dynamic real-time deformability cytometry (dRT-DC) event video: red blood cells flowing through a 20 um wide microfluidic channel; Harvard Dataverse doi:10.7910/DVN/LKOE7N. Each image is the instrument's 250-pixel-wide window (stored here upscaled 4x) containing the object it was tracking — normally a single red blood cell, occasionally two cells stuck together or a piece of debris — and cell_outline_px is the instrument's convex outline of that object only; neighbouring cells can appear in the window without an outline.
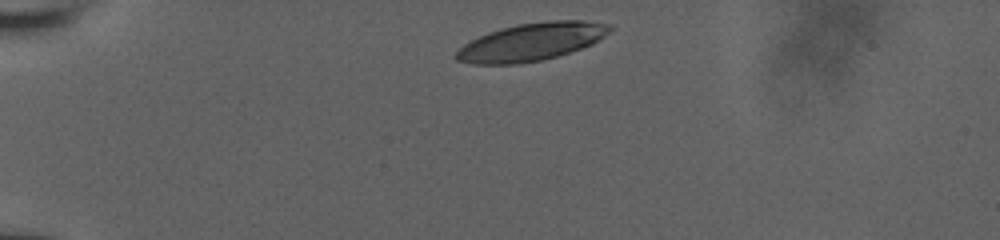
{"species": "human", "species_latin": "Homo sapiens", "temperature_condition": "room temperature", "stored_images_in_passage": 36, "camera_frame_rate_fps": 3000, "um_per_image_px": 0.085, "donor": {"sex": "male"}, "frame": {"image": 1, "passage_image": 1, "time_ms": 0.0, "image_size_px": [1000, 240], "cell_outline_px": [[612, 28], [604, 36], [592, 44], [556, 56], [540, 60], [520, 64], [472, 64], [456, 60], [452, 56], [464, 44], [488, 32], [500, 28], [516, 24], [552, 20], [584, 20], [612, 24]], "centroid_in_image_um": [45.15, 3.55], "position_along_channel_um": 39.8, "area_um2": 33.7}}
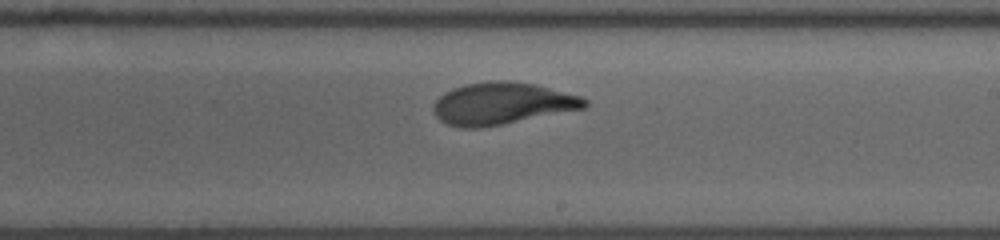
{"frame": {"image": 2, "passage_image": 20, "time_ms": 7.0, "image_size_px": [1000, 240], "cell_outline_px": [[588, 104], [584, 108], [480, 128], [460, 128], [448, 124], [440, 120], [436, 116], [432, 108], [436, 100], [444, 92], [452, 88], [464, 84], [488, 80], [508, 80], [536, 84], [580, 96], [588, 100]], "centroid_in_image_um": [42.64, 8.78], "position_along_channel_um": 246.4, "area_um2": 36.99}}
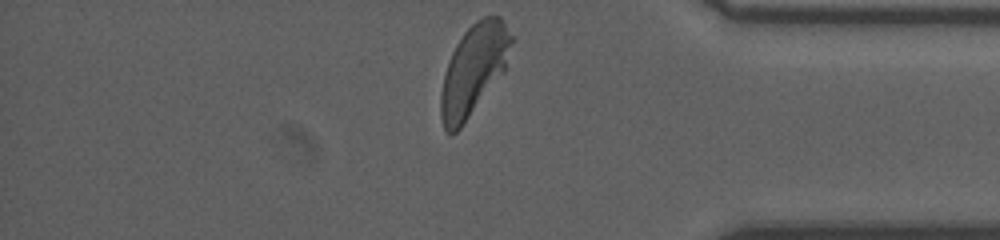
{"frame": {"image": 3, "passage_image": 36, "time_ms": 11.333, "image_size_px": [1000, 240], "cell_outline_px": [[516, 40], [504, 72], [460, 128], [452, 136], [444, 128], [440, 116], [440, 96], [444, 76], [452, 52], [456, 44], [464, 32], [476, 20], [484, 16], [500, 16], [516, 36]], "centroid_in_image_um": [40.32, 5.88], "position_along_channel_um": 394.9, "area_um2": 37.51}, "authors_computed_cell_mechanics": {"area_um2": 36.5296, "velocity_mm_per_s": 3.7931, "shape_relaxation_time_tau1_ms": 4.3761, "shape_relaxation_time_tau2_ms": 1.0332, "deformation_change_tau1": 0.204, "deformation_change_tau2": 0.0688}}